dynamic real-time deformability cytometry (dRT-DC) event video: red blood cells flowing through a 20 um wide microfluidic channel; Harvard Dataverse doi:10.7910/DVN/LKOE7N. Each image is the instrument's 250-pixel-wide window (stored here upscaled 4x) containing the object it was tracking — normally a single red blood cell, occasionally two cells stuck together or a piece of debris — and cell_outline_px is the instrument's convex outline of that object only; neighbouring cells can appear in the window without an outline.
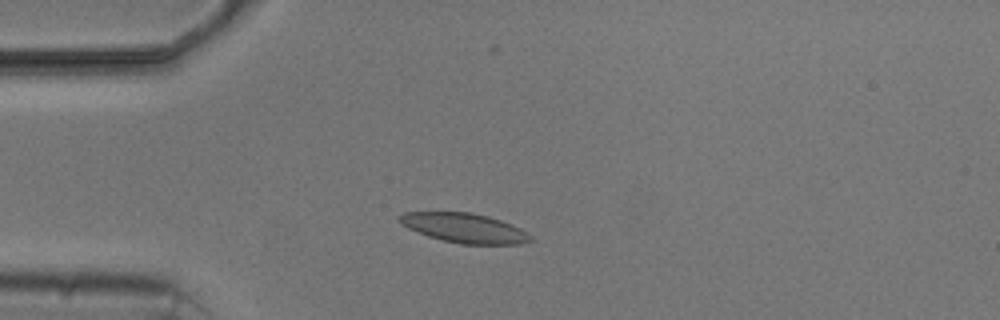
{"species": "common noctule bat (a hibernating species)", "species_latin": "Nyctalus noctula", "temperature_condition": "cold", "stored_images_in_passage": 5, "camera_frame_rate_fps": 3000, "um_per_image_px": 0.085, "animal": {"sex": "male", "body_mass_g": 20.5, "forearm_length_mm": 52.5}, "frame": {"image": 1, "passage_image": 3, "time_ms": 2.333, "image_size_px": [1000, 320], "cell_outline_px": [[532, 240], [524, 244], [460, 244], [440, 240], [416, 232], [400, 224], [400, 216], [404, 212], [472, 212], [488, 216], [512, 224], [520, 228], [532, 236]], "centroid_in_image_um": [39.49, 19.38], "position_along_channel_um": 45.5, "area_um2": 22.66}}
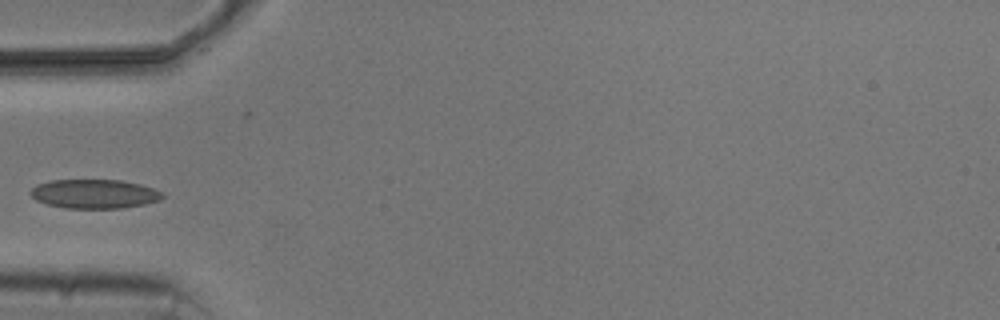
{"frame": {"image": 2, "passage_image": 4, "time_ms": 3.667, "image_size_px": [1000, 320], "cell_outline_px": [[164, 196], [160, 200], [144, 204], [120, 208], [64, 208], [48, 204], [36, 200], [28, 192], [36, 184], [52, 180], [120, 180], [140, 184], [164, 192]], "centroid_in_image_um": [8.02, 16.47], "position_along_channel_um": 77.0, "area_um2": 22.37}}
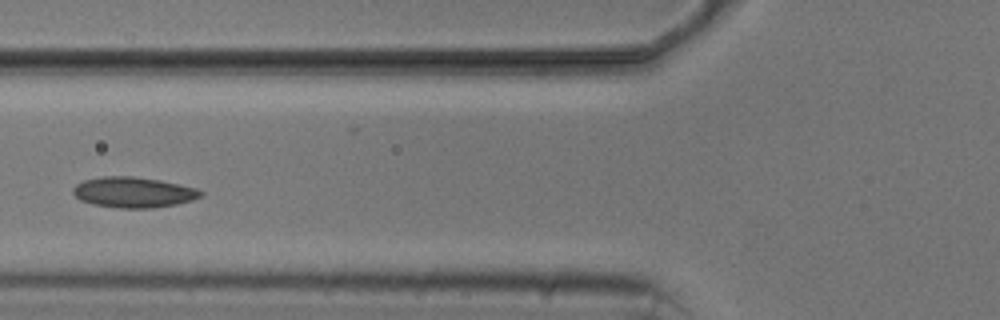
{"frame": {"image": 3, "passage_image": 5, "time_ms": 4.667, "image_size_px": [1000, 320], "cell_outline_px": [[204, 192], [200, 196], [192, 200], [176, 204], [152, 208], [116, 208], [92, 204], [80, 200], [72, 192], [72, 188], [76, 184], [84, 180], [104, 176], [132, 176], [160, 180], [196, 188]], "centroid_in_image_um": [11.31, 16.35], "position_along_channel_um": 114.5, "area_um2": 22.72}}